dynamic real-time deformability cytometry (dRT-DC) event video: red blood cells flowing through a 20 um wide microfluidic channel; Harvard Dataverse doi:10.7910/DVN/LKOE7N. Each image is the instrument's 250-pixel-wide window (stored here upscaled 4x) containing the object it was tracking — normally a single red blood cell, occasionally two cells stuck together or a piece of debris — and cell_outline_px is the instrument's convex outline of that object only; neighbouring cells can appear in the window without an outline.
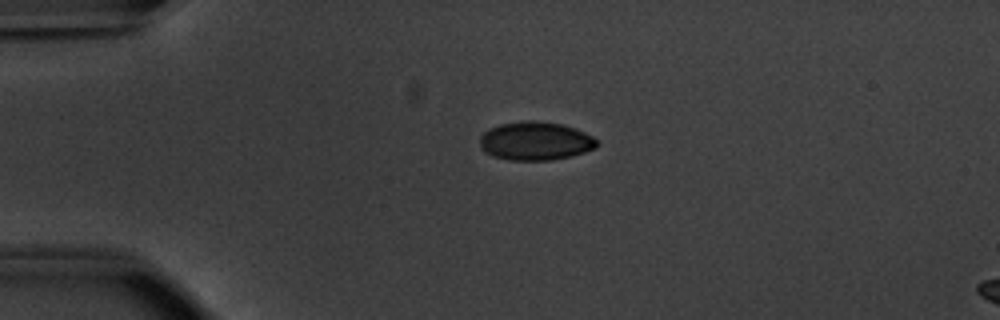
{"species": "common noctule bat (a hibernating species)", "species_latin": "Nyctalus noctula", "temperature_condition": "warm", "stored_images_in_passage": 53, "camera_frame_rate_fps": 3000, "um_per_image_px": 0.085, "animal": {"sex": "male", "body_mass_g": 20.1, "forearm_length_mm": 53.5}, "frame": {"image": 1, "passage_image": 13, "time_ms": 4.0, "image_size_px": [1000, 320], "cell_outline_px": [[600, 144], [596, 148], [572, 156], [552, 160], [508, 160], [492, 156], [484, 152], [480, 148], [480, 136], [488, 128], [500, 124], [528, 120], [536, 120], [564, 124], [576, 128], [592, 136]], "centroid_in_image_um": [45.51, 11.98], "position_along_channel_um": 39.5, "area_um2": 26.65}}
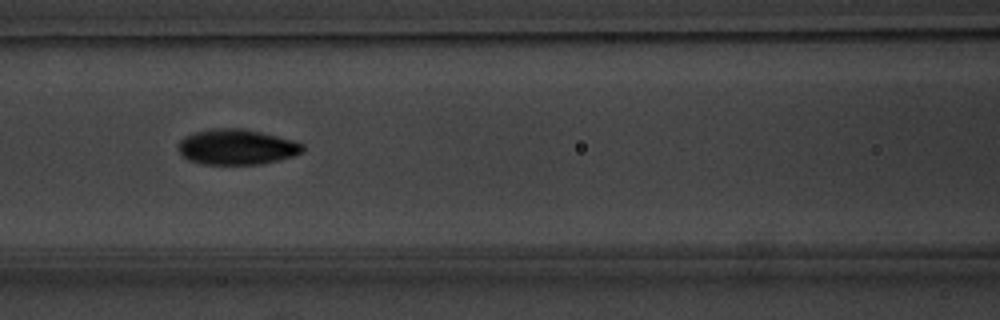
{"frame": {"image": 2, "passage_image": 24, "time_ms": 7.667, "image_size_px": [1000, 320], "cell_outline_px": [[304, 152], [280, 160], [260, 164], [204, 164], [188, 160], [176, 148], [176, 144], [184, 136], [192, 132], [212, 128], [244, 128], [296, 140], [304, 144]], "centroid_in_image_um": [20.12, 12.48], "position_along_channel_um": 146.5, "area_um2": 26.13}}
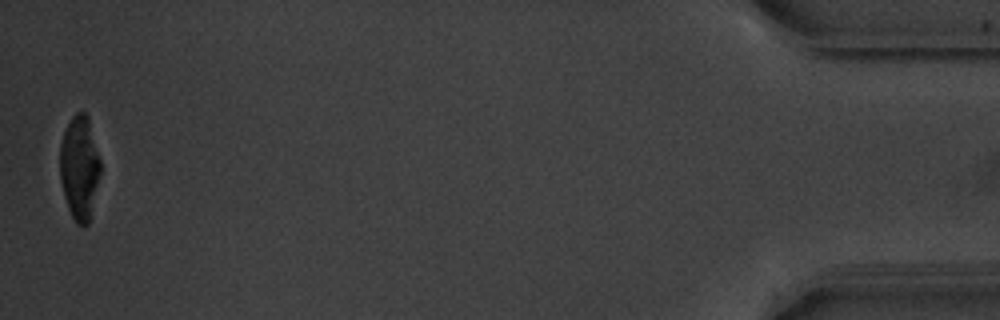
{"frame": {"image": 3, "passage_image": 53, "time_ms": 17.333, "image_size_px": [1000, 320], "cell_outline_px": [[100, 172], [88, 224], [76, 224], [68, 208], [64, 196], [60, 180], [60, 144], [64, 132], [72, 116], [76, 112], [84, 112], [88, 116], [100, 160]], "centroid_in_image_um": [6.74, 14.22], "position_along_channel_um": 428.5, "area_um2": 24.16}, "authors_computed_cell_mechanics": {"area_um2": 25.8366, "velocity_mm_per_s": 3.8148, "shape_relaxation_time_tau1_ms": 2.9327, "shape_relaxation_time_tau2_ms": 2.04, "deformation_change_tau1": 0.1239, "deformation_change_tau2": 0.0547}}